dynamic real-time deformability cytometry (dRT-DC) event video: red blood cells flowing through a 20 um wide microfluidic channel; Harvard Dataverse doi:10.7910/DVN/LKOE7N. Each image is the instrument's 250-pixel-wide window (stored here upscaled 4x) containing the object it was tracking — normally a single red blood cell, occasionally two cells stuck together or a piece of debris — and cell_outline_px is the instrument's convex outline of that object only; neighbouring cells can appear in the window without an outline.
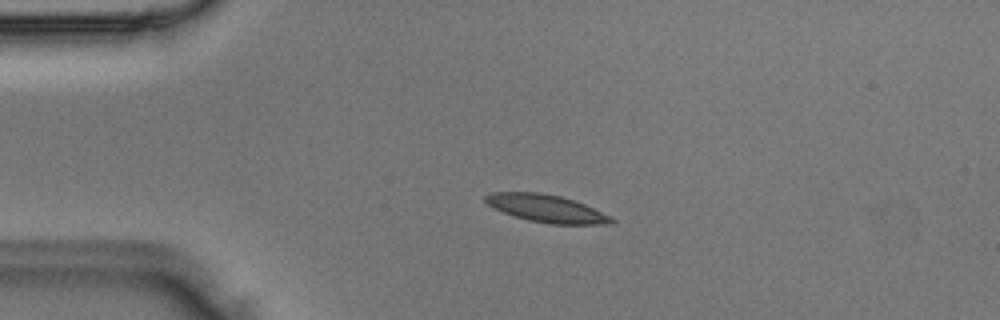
{"species": "Egyptian fruit bat (a non-hibernating species)", "species_latin": "Rousettus aegyptiacus", "temperature_condition": "room temperature", "stored_images_in_passage": 5, "camera_frame_rate_fps": 3000, "um_per_image_px": 0.085, "animal": {"sex": "male"}, "frame": {"image": 1, "passage_image": 4, "time_ms": 1.0, "image_size_px": [1000, 320], "cell_outline_px": [[616, 220], [612, 224], [548, 224], [528, 220], [492, 208], [484, 200], [484, 196], [492, 192], [540, 192], [560, 196], [584, 204], [612, 216]], "centroid_in_image_um": [46.46, 17.72], "position_along_channel_um": 38.5, "area_um2": 20.23}}
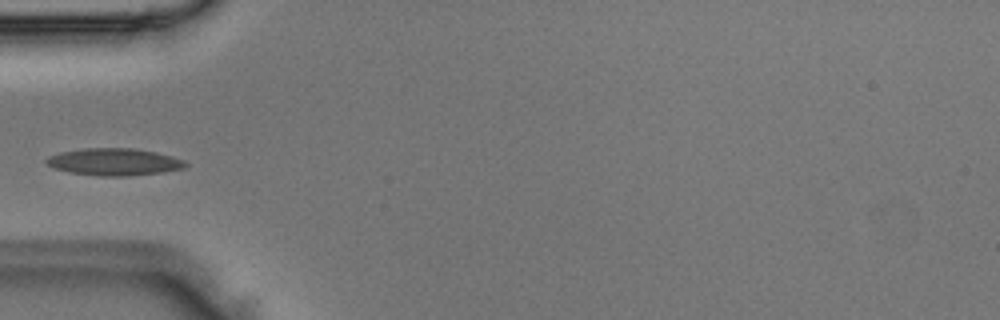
{"frame": {"image": 2, "passage_image": 5, "time_ms": 1.333, "image_size_px": [1000, 320], "cell_outline_px": [[188, 164], [184, 168], [164, 172], [128, 176], [100, 176], [68, 172], [56, 168], [48, 164], [44, 160], [48, 156], [60, 152], [84, 148], [132, 148], [156, 152], [172, 156], [184, 160]], "centroid_in_image_um": [9.72, 13.76], "position_along_channel_um": 75.3, "area_um2": 22.02}}